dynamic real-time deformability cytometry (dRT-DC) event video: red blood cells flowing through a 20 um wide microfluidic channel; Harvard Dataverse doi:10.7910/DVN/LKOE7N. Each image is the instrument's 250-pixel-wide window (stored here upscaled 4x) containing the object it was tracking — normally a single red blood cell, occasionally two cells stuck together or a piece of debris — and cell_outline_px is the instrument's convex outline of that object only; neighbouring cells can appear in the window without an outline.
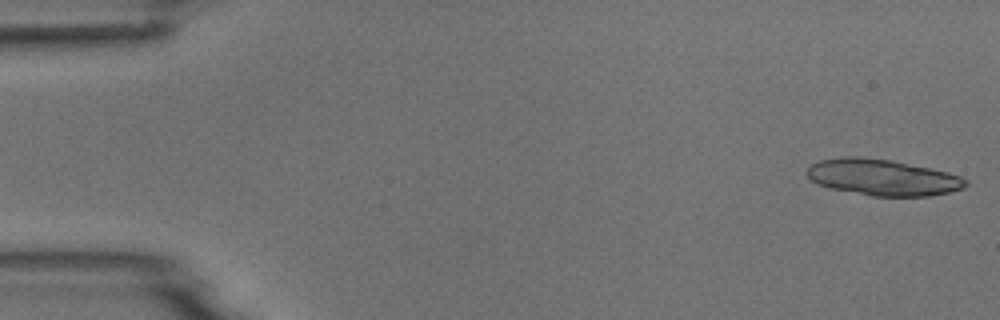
{"species": "common noctule bat (a hibernating species)", "species_latin": "Nyctalus noctula", "temperature_condition": "room temperature", "stored_images_in_passage": 11, "camera_frame_rate_fps": 3000, "um_per_image_px": 0.085, "animal": {"sex": "male", "body_mass_g": 18.8}, "frame": {"image": 1, "passage_image": 1, "time_ms": 0.0, "image_size_px": [1000, 320], "cell_outline_px": [[968, 184], [964, 188], [948, 192], [928, 196], [872, 196], [828, 188], [816, 184], [808, 176], [808, 168], [812, 164], [820, 160], [844, 156], [856, 156], [888, 160], [932, 168], [948, 172], [960, 176], [968, 180]], "centroid_in_image_um": [75.03, 15.08], "position_along_channel_um": 10.0, "area_um2": 33.47}}
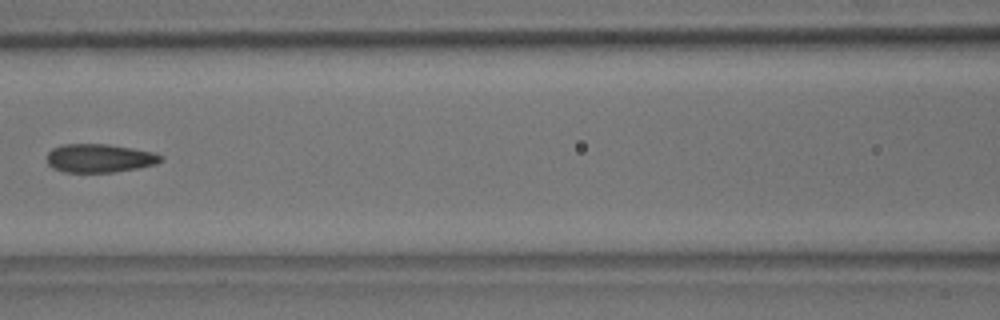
{"frame": {"image": 2, "passage_image": 7, "time_ms": 7.667, "image_size_px": [1000, 320], "cell_outline_px": [[164, 160], [156, 164], [140, 168], [112, 172], [64, 172], [52, 168], [48, 164], [48, 152], [52, 148], [60, 144], [108, 144], [132, 148], [152, 152], [164, 156]], "centroid_in_image_um": [8.47, 13.44], "position_along_channel_um": 158.1, "area_um2": 19.07}}
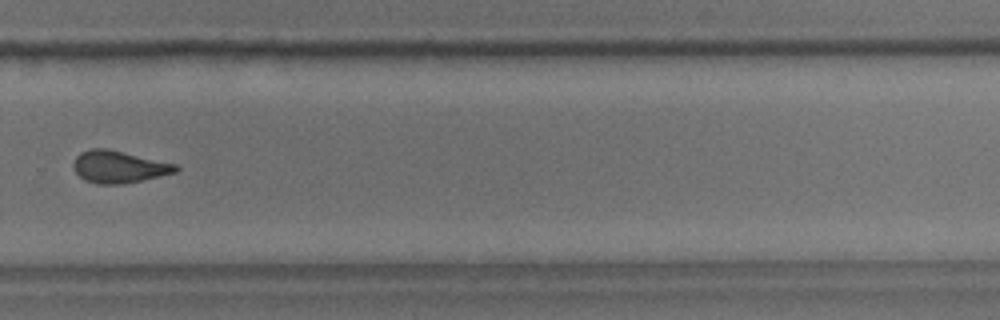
{"frame": {"image": 3, "passage_image": 11, "time_ms": 12.0, "image_size_px": [1000, 320], "cell_outline_px": [[180, 168], [176, 172], [140, 180], [120, 184], [96, 184], [84, 180], [72, 168], [72, 164], [76, 156], [80, 152], [92, 148], [108, 148], [176, 164]], "centroid_in_image_um": [10.05, 14.17], "position_along_channel_um": 319.7, "area_um2": 19.13}}